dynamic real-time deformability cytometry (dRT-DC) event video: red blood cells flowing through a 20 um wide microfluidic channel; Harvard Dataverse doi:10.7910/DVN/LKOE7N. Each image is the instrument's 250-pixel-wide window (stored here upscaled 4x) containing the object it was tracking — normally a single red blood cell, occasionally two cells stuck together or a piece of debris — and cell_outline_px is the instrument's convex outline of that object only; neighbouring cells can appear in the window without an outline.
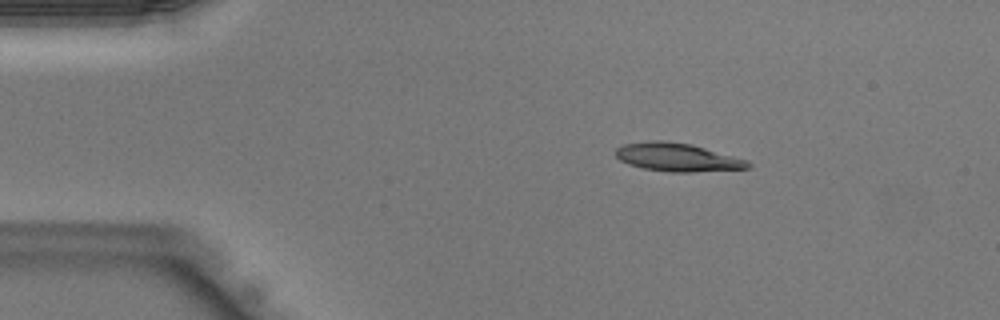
{"species": "Egyptian fruit bat (a non-hibernating species)", "species_latin": "Rousettus aegyptiacus", "temperature_condition": "warm", "stored_images_in_passage": 38, "camera_frame_rate_fps": 3000, "um_per_image_px": 0.085, "animal": {"sex": "male"}, "frame": {"image": 1, "passage_image": 3, "time_ms": 0.667, "image_size_px": [1000, 320], "cell_outline_px": [[752, 168], [692, 172], [672, 172], [644, 168], [628, 164], [620, 160], [616, 156], [616, 148], [624, 144], [648, 140], [664, 140], [692, 144], [748, 160], [752, 164]], "centroid_in_image_um": [57.6, 13.36], "position_along_channel_um": 27.4, "area_um2": 21.91}}
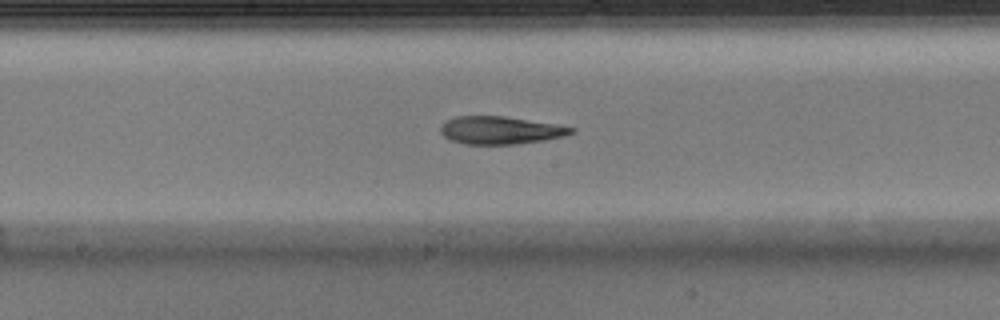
{"frame": {"image": 2, "passage_image": 18, "time_ms": 5.667, "image_size_px": [1000, 320], "cell_outline_px": [[576, 132], [564, 136], [544, 140], [516, 144], [464, 144], [452, 140], [444, 136], [440, 132], [440, 128], [444, 120], [456, 116], [504, 116], [556, 124], [576, 128]], "centroid_in_image_um": [42.53, 11.06], "position_along_channel_um": 205.7, "area_um2": 21.21}}
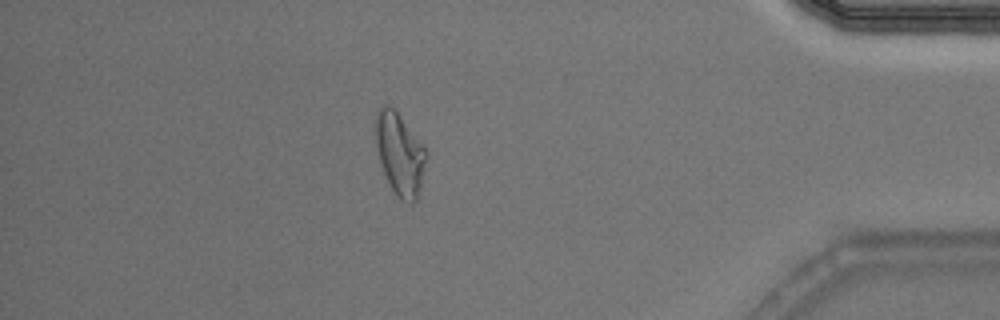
{"frame": {"image": 3, "passage_image": 33, "time_ms": 10.667, "image_size_px": [1000, 320], "cell_outline_px": [[428, 156], [416, 200], [412, 204], [408, 204], [392, 188], [384, 172], [380, 160], [376, 144], [376, 112], [380, 104], [388, 104], [400, 116], [424, 148]], "centroid_in_image_um": [33.97, 13.06], "position_along_channel_um": 401.2, "area_um2": 23.47}}